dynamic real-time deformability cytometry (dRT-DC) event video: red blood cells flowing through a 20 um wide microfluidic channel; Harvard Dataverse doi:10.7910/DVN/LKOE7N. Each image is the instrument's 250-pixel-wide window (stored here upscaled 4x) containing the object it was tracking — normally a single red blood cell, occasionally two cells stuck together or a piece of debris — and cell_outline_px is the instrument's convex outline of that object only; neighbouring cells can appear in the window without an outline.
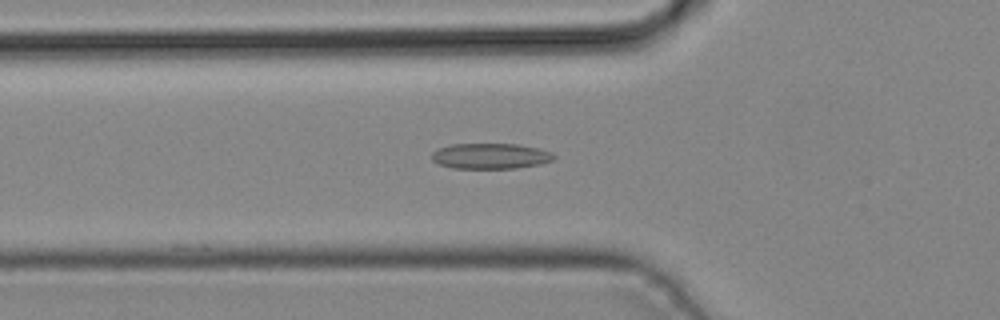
{"species": "common noctule bat (a hibernating species)", "species_latin": "Nyctalus noctula", "temperature_condition": "cold", "stored_images_in_passage": 35, "camera_frame_rate_fps": 3000, "um_per_image_px": 0.085, "animal": {"sex": "male", "body_mass_g": 19.2, "forearm_length_mm": 51.8}, "frame": {"image": 1, "passage_image": 6, "time_ms": 1.667, "image_size_px": [1000, 320], "cell_outline_px": [[556, 156], [552, 160], [540, 164], [516, 168], [452, 168], [436, 164], [432, 160], [432, 152], [436, 148], [452, 144], [516, 144], [540, 148], [552, 152]], "centroid_in_image_um": [41.66, 13.26], "position_along_channel_um": 84.1, "area_um2": 18.38}}
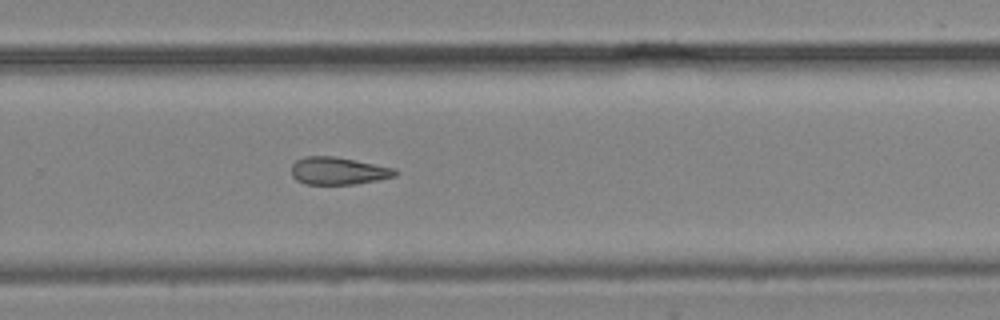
{"frame": {"image": 2, "passage_image": 20, "time_ms": 6.333, "image_size_px": [1000, 320], "cell_outline_px": [[400, 172], [396, 176], [356, 184], [304, 184], [296, 180], [292, 176], [292, 164], [296, 160], [304, 156], [332, 156], [396, 168]], "centroid_in_image_um": [28.75, 14.53], "position_along_channel_um": 301.0, "area_um2": 16.65}}
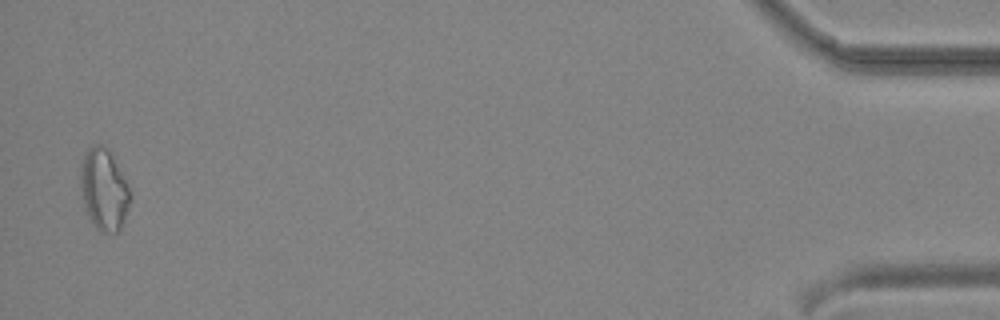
{"frame": {"image": 3, "passage_image": 34, "time_ms": 11.0, "image_size_px": [1000, 320], "cell_outline_px": [[132, 196], [124, 220], [120, 228], [116, 232], [100, 232], [92, 224], [84, 208], [80, 184], [80, 168], [84, 156], [88, 148], [92, 144], [100, 144], [108, 148]], "centroid_in_image_um": [8.8, 16.13], "position_along_channel_um": 426.4, "area_um2": 23.41}}